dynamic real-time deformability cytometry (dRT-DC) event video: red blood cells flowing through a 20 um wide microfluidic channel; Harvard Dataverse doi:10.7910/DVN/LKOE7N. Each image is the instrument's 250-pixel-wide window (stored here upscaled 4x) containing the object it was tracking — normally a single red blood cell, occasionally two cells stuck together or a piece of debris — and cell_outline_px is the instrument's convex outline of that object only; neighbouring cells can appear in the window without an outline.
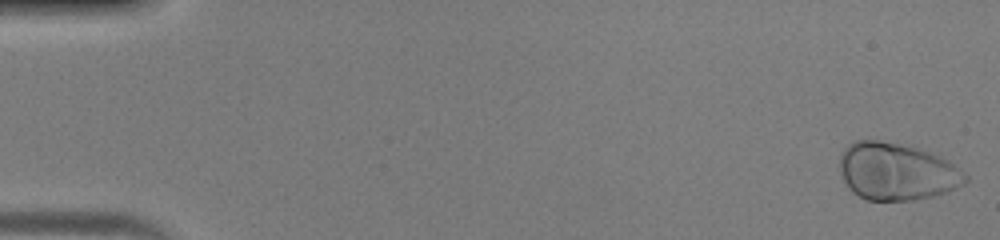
{"species": "human", "species_latin": "Homo sapiens", "temperature_condition": "warm", "stored_images_in_passage": 46, "camera_frame_rate_fps": 3000, "um_per_image_px": 0.085, "donor": {"sex": "male"}, "frame": {"image": 1, "passage_image": 1, "time_ms": 0.0, "image_size_px": [1000, 240], "cell_outline_px": [[968, 180], [964, 184], [948, 192], [932, 196], [912, 200], [864, 200], [852, 192], [848, 188], [840, 172], [840, 152], [848, 144], [856, 140], [876, 140], [896, 144], [928, 152], [948, 160], [968, 176]], "centroid_in_image_um": [76.19, 14.6], "position_along_channel_um": 8.8, "area_um2": 41.73}}
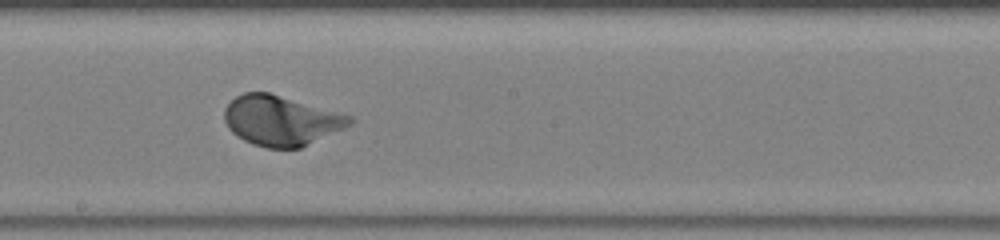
{"frame": {"image": 2, "passage_image": 26, "time_ms": 8.333, "image_size_px": [1000, 240], "cell_outline_px": [[356, 120], [352, 124], [344, 128], [300, 148], [264, 148], [252, 144], [244, 140], [232, 132], [228, 128], [224, 120], [224, 108], [236, 96], [244, 92], [268, 92], [352, 116]], "centroid_in_image_um": [23.87, 10.25], "position_along_channel_um": 224.3, "area_um2": 36.41}}
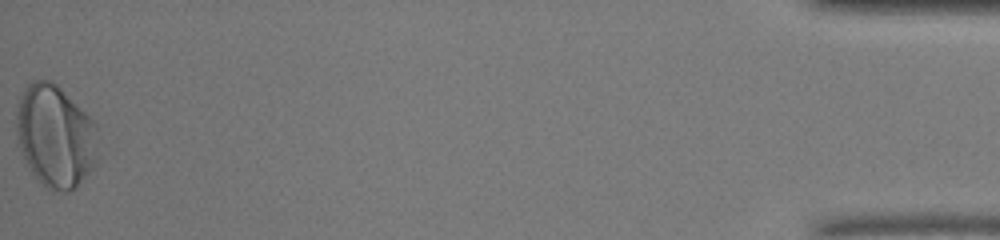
{"frame": {"image": 3, "passage_image": 46, "time_ms": 15.0, "image_size_px": [1000, 240], "cell_outline_px": [[96, 164], [76, 188], [68, 192], [52, 192], [40, 184], [32, 172], [16, 144], [16, 104], [24, 88], [32, 80], [52, 80], [96, 124]], "centroid_in_image_um": [4.65, 11.6], "position_along_channel_um": 430.5, "area_um2": 49.07}}